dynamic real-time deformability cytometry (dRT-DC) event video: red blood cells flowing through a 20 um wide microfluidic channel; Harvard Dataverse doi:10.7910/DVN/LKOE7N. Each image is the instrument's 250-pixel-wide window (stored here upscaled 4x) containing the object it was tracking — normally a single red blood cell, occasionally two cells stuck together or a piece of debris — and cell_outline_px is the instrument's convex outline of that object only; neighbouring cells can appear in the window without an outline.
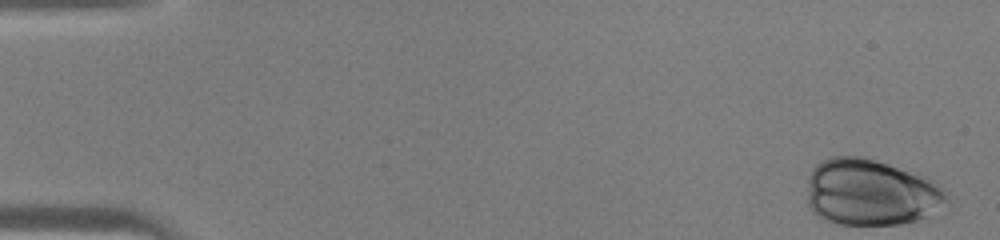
{"species": "human", "species_latin": "Homo sapiens", "temperature_condition": "warm", "stored_images_in_passage": 37, "camera_frame_rate_fps": 3000, "um_per_image_px": 0.085, "donor": {"sex": "male"}, "frame": {"image": 1, "passage_image": 1, "time_ms": 0.0, "image_size_px": [1000, 240], "cell_outline_px": [[948, 200], [924, 216], [916, 220], [900, 224], [836, 224], [824, 220], [812, 212], [808, 204], [808, 176], [812, 168], [816, 164], [832, 156], [860, 156], [876, 160], [920, 172], [948, 192]], "centroid_in_image_um": [73.99, 16.33], "position_along_channel_um": 11.0, "area_um2": 54.22}}
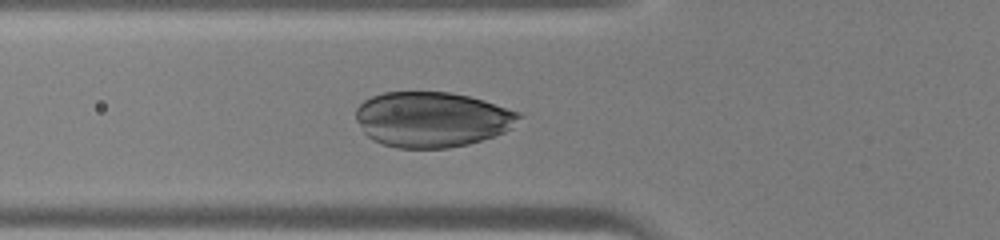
{"frame": {"image": 2, "passage_image": 16, "time_ms": 5.0, "image_size_px": [1000, 240], "cell_outline_px": [[524, 116], [512, 128], [504, 132], [468, 144], [448, 148], [396, 148], [372, 140], [364, 132], [356, 120], [356, 108], [364, 100], [372, 96], [384, 92], [448, 92], [468, 96], [484, 100], [520, 112]], "centroid_in_image_um": [36.73, 10.15], "position_along_channel_um": 89.1, "area_um2": 52.66}}
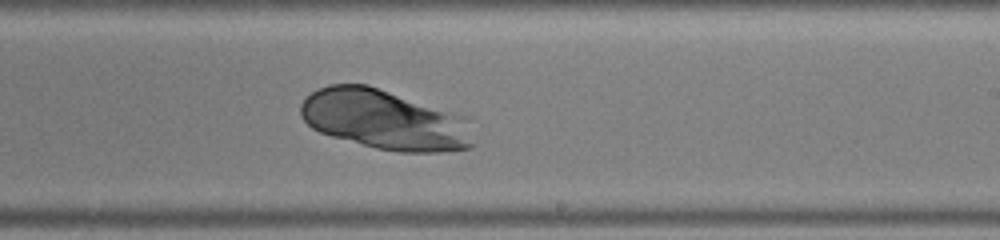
{"frame": {"image": 3, "passage_image": 27, "time_ms": 8.667, "image_size_px": [1000, 240], "cell_outline_px": [[476, 144], [472, 148], [440, 152], [400, 152], [376, 148], [332, 136], [320, 132], [312, 128], [300, 116], [300, 104], [312, 92], [328, 84], [368, 84], [472, 116]], "centroid_in_image_um": [32.85, 10.17], "position_along_channel_um": 256.2, "area_um2": 61.85}}